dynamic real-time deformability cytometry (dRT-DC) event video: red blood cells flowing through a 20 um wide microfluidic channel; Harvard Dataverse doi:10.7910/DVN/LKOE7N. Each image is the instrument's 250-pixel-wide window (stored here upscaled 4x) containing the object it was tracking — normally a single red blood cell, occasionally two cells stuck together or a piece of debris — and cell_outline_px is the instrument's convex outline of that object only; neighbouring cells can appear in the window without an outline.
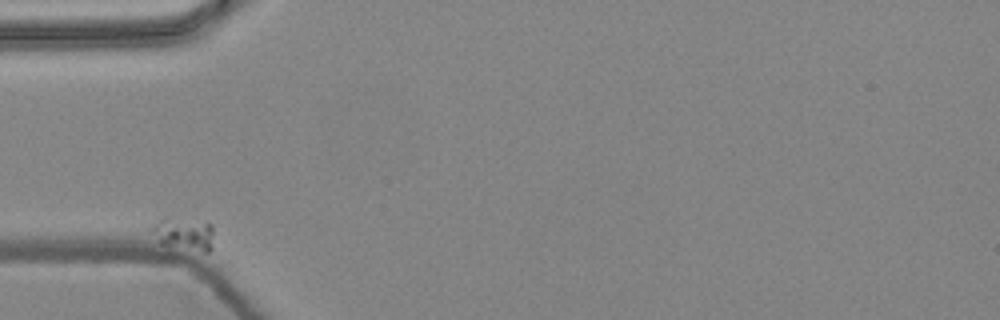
{"species": "common noctule bat (a hibernating species)", "species_latin": "Nyctalus noctula", "temperature_condition": "warm", "stored_images_in_passage": 9, "camera_frame_rate_fps": 3000, "um_per_image_px": 0.085, "animal": {"sex": "female", "body_mass_g": 24.6, "forearm_length_mm": 56.2}, "frame": {"image": 1, "passage_image": 1, "time_ms": 0.0, "image_size_px": [1000, 320], "cell_outline_px": [[212, 248], [208, 252], [200, 252], [160, 244], [152, 232], [152, 228], [156, 220], [164, 216], [212, 224]], "centroid_in_image_um": [15.61, 19.88], "position_along_channel_um": 69.4, "area_um2": 11.85}}